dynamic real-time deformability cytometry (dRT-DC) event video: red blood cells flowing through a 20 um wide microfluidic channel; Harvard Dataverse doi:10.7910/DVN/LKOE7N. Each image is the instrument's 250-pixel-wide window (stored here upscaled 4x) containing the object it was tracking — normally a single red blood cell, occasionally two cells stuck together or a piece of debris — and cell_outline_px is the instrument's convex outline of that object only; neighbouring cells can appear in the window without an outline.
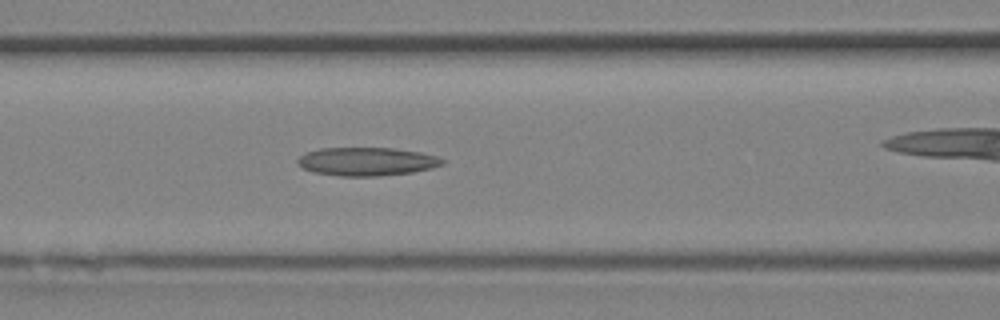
{"species": "Egyptian fruit bat (a non-hibernating species)", "species_latin": "Rousettus aegyptiacus", "temperature_condition": "room temperature", "stored_images_in_passage": 18, "camera_frame_rate_fps": 3000, "um_per_image_px": 0.085, "animal": {"sex": "female"}, "frame": {"image": 1, "passage_image": 13, "time_ms": 4.0, "image_size_px": [1000, 320], "cell_outline_px": [[444, 164], [432, 168], [412, 172], [376, 176], [340, 176], [316, 172], [304, 168], [296, 160], [300, 156], [308, 152], [320, 148], [392, 148], [420, 152], [436, 156], [444, 160]], "centroid_in_image_um": [31.2, 13.72], "position_along_channel_um": 135.4, "area_um2": 23.64}}
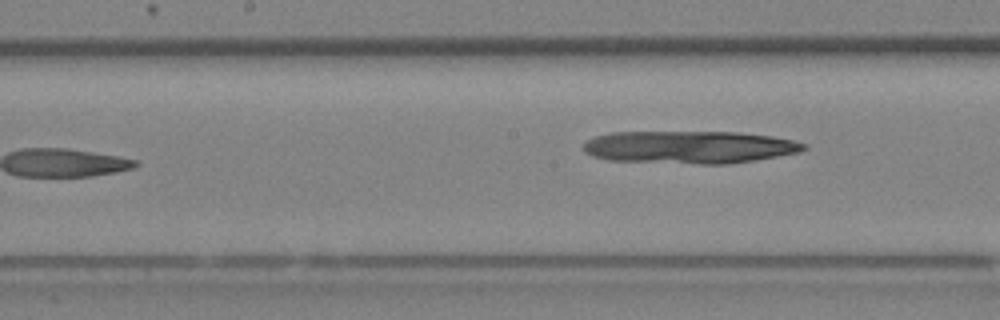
{"frame": {"image": 2, "passage_image": 18, "time_ms": 5.667, "image_size_px": [1000, 320], "cell_outline_px": [[808, 148], [800, 152], [728, 164], [700, 164], [608, 160], [592, 156], [584, 152], [584, 140], [596, 136], [612, 132], [736, 132], [772, 136], [792, 140], [804, 144]], "centroid_in_image_um": [58.56, 12.5], "position_along_channel_um": 189.6, "area_um2": 41.85}}